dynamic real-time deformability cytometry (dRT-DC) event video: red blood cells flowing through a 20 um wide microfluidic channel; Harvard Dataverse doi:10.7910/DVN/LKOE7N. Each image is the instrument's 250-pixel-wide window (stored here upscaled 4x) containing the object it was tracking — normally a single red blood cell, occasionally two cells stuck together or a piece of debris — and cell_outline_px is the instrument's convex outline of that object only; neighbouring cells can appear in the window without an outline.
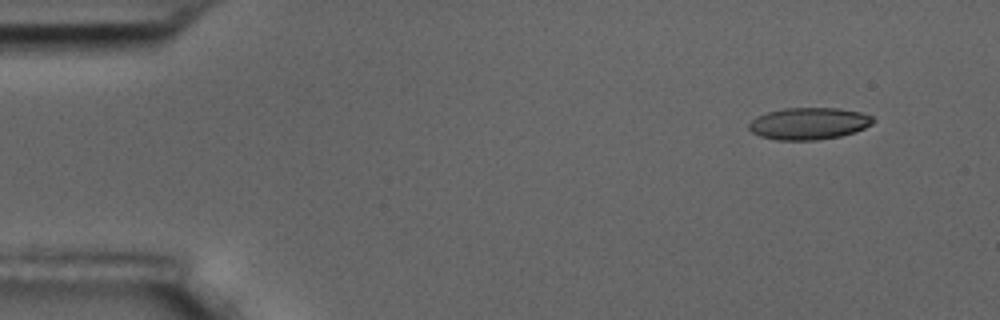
{"species": "common noctule bat (a hibernating species)", "species_latin": "Nyctalus noctula", "temperature_condition": "room temperature", "stored_images_in_passage": 52, "camera_frame_rate_fps": 3000, "um_per_image_px": 0.085, "animal": {"sex": "male", "body_mass_g": 17.5, "forearm_length_mm": 52.3}, "frame": {"image": 1, "passage_image": 1, "time_ms": 0.0, "image_size_px": [1000, 320], "cell_outline_px": [[876, 120], [872, 124], [864, 128], [840, 136], [816, 140], [776, 140], [760, 136], [752, 132], [748, 128], [748, 124], [756, 116], [768, 112], [784, 108], [840, 108], [860, 112], [872, 116]], "centroid_in_image_um": [68.74, 10.5], "position_along_channel_um": 16.3, "area_um2": 23.12}}
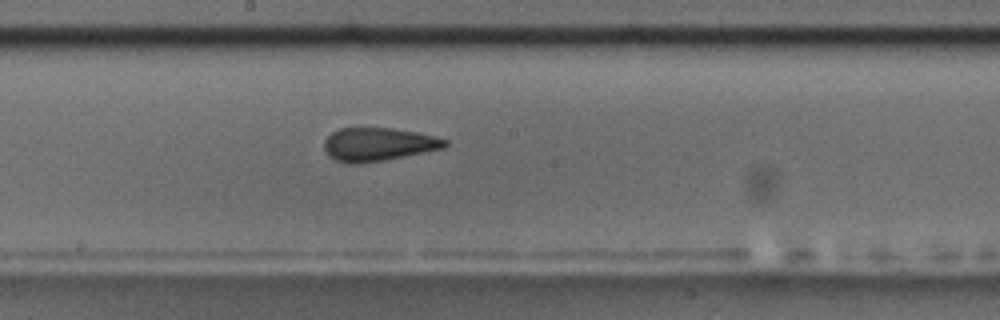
{"frame": {"image": 2, "passage_image": 26, "time_ms": 8.333, "image_size_px": [1000, 320], "cell_outline_px": [[448, 144], [444, 148], [384, 160], [360, 164], [348, 164], [336, 160], [328, 156], [324, 148], [324, 140], [332, 132], [340, 128], [392, 128], [416, 132], [448, 140]], "centroid_in_image_um": [32.11, 12.28], "position_along_channel_um": 216.1, "area_um2": 23.41}}
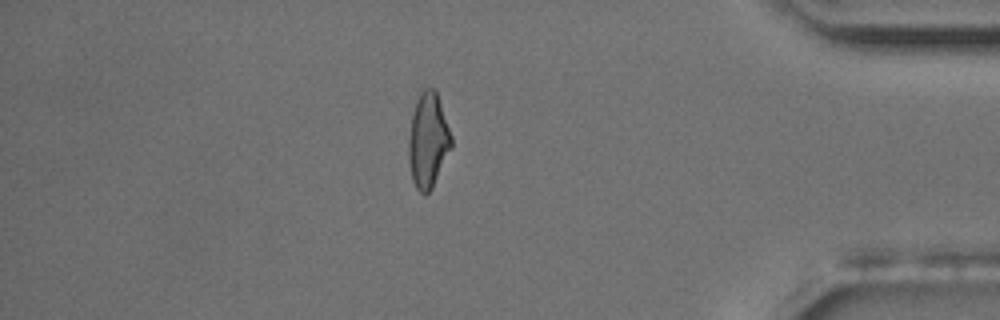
{"frame": {"image": 3, "passage_image": 44, "time_ms": 14.333, "image_size_px": [1000, 320], "cell_outline_px": [[452, 148], [432, 188], [424, 196], [416, 188], [412, 180], [408, 160], [408, 136], [412, 112], [416, 100], [420, 92], [424, 88], [436, 88], [452, 136]], "centroid_in_image_um": [36.38, 11.92], "position_along_channel_um": 398.8, "area_um2": 24.1}, "authors_computed_cell_mechanics": {"area_um2": 23.8136, "velocity_mm_per_s": 3.625, "shape_relaxation_time_tau1_ms": 9.5128, "shape_relaxation_time_tau2_ms": 1.529, "deformation_change_tau1": 0.1751, "deformation_change_tau2": 0.0863}}